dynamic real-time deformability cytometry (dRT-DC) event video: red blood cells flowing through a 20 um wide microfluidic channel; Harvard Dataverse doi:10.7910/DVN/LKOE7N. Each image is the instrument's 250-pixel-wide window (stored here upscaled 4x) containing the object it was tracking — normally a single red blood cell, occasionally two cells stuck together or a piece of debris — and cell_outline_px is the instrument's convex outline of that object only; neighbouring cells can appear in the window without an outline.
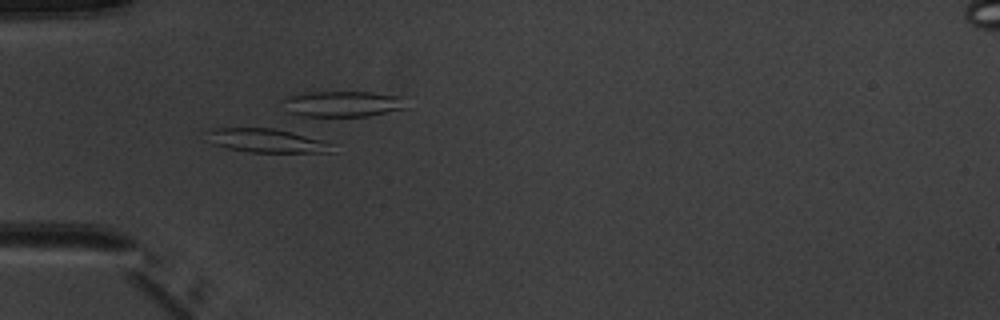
{"species": "common noctule bat (a hibernating species)", "species_latin": "Nyctalus noctula", "temperature_condition": "warm", "stored_images_in_passage": 7, "camera_frame_rate_fps": 3000, "um_per_image_px": 0.085, "animal": {"sex": "male", "body_mass_g": 20.1, "forearm_length_mm": 53.5}, "frame": {"image": 1, "passage_image": 4, "time_ms": 4.333, "image_size_px": [1000, 320], "cell_outline_px": [[336, 152], [248, 152], [228, 148], [212, 144], [204, 132], [212, 128], [272, 128], [292, 132], [324, 140], [332, 144]], "centroid_in_image_um": [22.66, 11.95], "position_along_channel_um": 62.3, "area_um2": 17.46}}
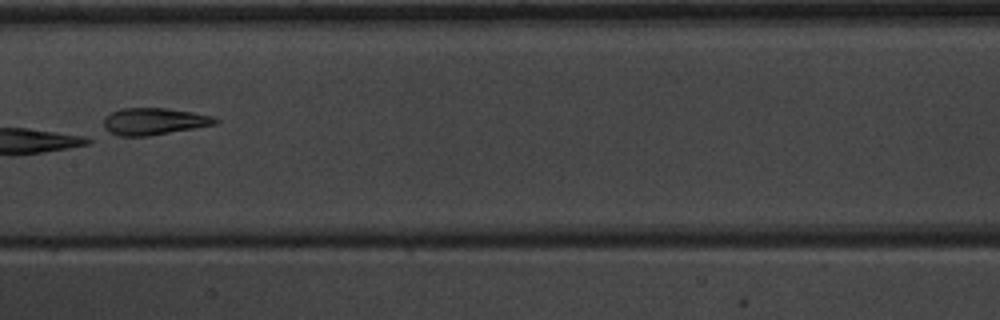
{"frame": {"image": 2, "passage_image": 7, "time_ms": 8.0, "image_size_px": [1000, 320], "cell_outline_px": [[220, 120], [216, 124], [148, 136], [120, 136], [108, 132], [104, 128], [104, 116], [120, 108], [168, 108], [192, 112], [212, 116]], "centroid_in_image_um": [13.06, 10.31], "position_along_channel_um": 194.3, "area_um2": 17.51}}